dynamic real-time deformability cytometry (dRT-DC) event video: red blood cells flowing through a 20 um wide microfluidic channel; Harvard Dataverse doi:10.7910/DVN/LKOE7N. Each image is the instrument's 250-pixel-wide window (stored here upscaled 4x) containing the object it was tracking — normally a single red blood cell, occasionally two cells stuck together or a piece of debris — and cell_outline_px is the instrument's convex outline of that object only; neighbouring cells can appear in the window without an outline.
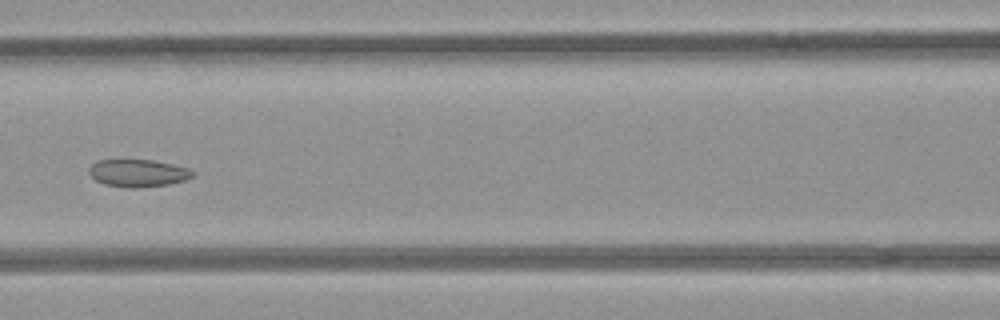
{"species": "common noctule bat (a hibernating species)", "species_latin": "Nyctalus noctula", "temperature_condition": "room temperature", "stored_images_in_passage": 7, "camera_frame_rate_fps": 3000, "um_per_image_px": 0.085, "animal": {"sex": "female", "body_mass_g": 21.9}, "frame": {"image": 1, "passage_image": 6, "time_ms": 1.667, "image_size_px": [1000, 320], "cell_outline_px": [[196, 172], [192, 176], [184, 180], [168, 184], [136, 188], [128, 188], [104, 184], [96, 180], [88, 172], [88, 168], [96, 160], [152, 160], [172, 164], [188, 168]], "centroid_in_image_um": [11.71, 14.71], "position_along_channel_um": 154.9, "area_um2": 16.53}}
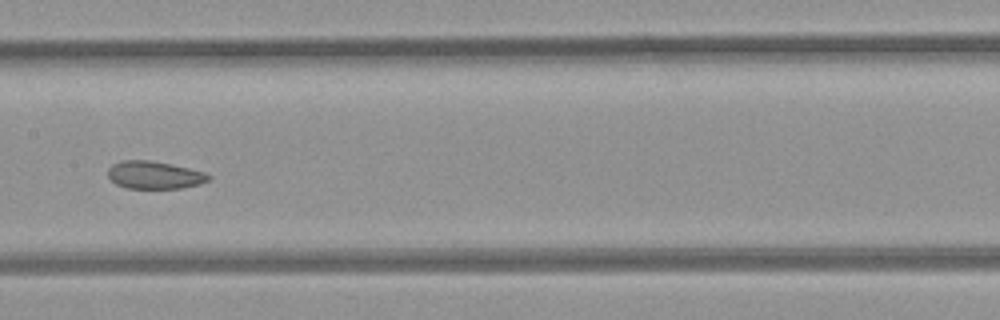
{"frame": {"image": 2, "passage_image": 7, "time_ms": 2.0, "image_size_px": [1000, 320], "cell_outline_px": [[212, 176], [208, 180], [200, 184], [180, 188], [128, 188], [116, 184], [108, 176], [108, 168], [112, 164], [120, 160], [148, 160], [188, 168], [204, 172]], "centroid_in_image_um": [13.1, 14.87], "position_along_channel_um": 194.3, "area_um2": 16.07}}